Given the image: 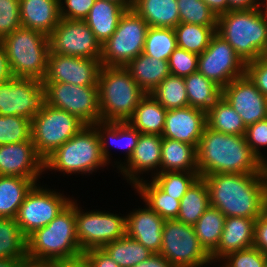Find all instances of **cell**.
<instances>
[{
	"mask_svg": "<svg viewBox=\"0 0 267 267\" xmlns=\"http://www.w3.org/2000/svg\"><path fill=\"white\" fill-rule=\"evenodd\" d=\"M253 246L267 254V215L264 212L255 220Z\"/></svg>",
	"mask_w": 267,
	"mask_h": 267,
	"instance_id": "52",
	"label": "cell"
},
{
	"mask_svg": "<svg viewBox=\"0 0 267 267\" xmlns=\"http://www.w3.org/2000/svg\"><path fill=\"white\" fill-rule=\"evenodd\" d=\"M0 41L12 76L44 79L50 52L47 35L21 26Z\"/></svg>",
	"mask_w": 267,
	"mask_h": 267,
	"instance_id": "7",
	"label": "cell"
},
{
	"mask_svg": "<svg viewBox=\"0 0 267 267\" xmlns=\"http://www.w3.org/2000/svg\"><path fill=\"white\" fill-rule=\"evenodd\" d=\"M245 139L253 153L259 158L260 161L265 163L267 157L263 150L267 147V118L262 119L252 125L247 126L245 132ZM264 152V153H263Z\"/></svg>",
	"mask_w": 267,
	"mask_h": 267,
	"instance_id": "48",
	"label": "cell"
},
{
	"mask_svg": "<svg viewBox=\"0 0 267 267\" xmlns=\"http://www.w3.org/2000/svg\"><path fill=\"white\" fill-rule=\"evenodd\" d=\"M177 47L176 33L173 28H148L143 48V53L147 56L168 61Z\"/></svg>",
	"mask_w": 267,
	"mask_h": 267,
	"instance_id": "41",
	"label": "cell"
},
{
	"mask_svg": "<svg viewBox=\"0 0 267 267\" xmlns=\"http://www.w3.org/2000/svg\"><path fill=\"white\" fill-rule=\"evenodd\" d=\"M196 150L200 177L217 173H264V163L253 153L245 136L224 134L206 126Z\"/></svg>",
	"mask_w": 267,
	"mask_h": 267,
	"instance_id": "2",
	"label": "cell"
},
{
	"mask_svg": "<svg viewBox=\"0 0 267 267\" xmlns=\"http://www.w3.org/2000/svg\"><path fill=\"white\" fill-rule=\"evenodd\" d=\"M76 235L75 199L48 225L27 237V256L60 263L82 258Z\"/></svg>",
	"mask_w": 267,
	"mask_h": 267,
	"instance_id": "3",
	"label": "cell"
},
{
	"mask_svg": "<svg viewBox=\"0 0 267 267\" xmlns=\"http://www.w3.org/2000/svg\"><path fill=\"white\" fill-rule=\"evenodd\" d=\"M230 10H250L261 7L260 0H228Z\"/></svg>",
	"mask_w": 267,
	"mask_h": 267,
	"instance_id": "55",
	"label": "cell"
},
{
	"mask_svg": "<svg viewBox=\"0 0 267 267\" xmlns=\"http://www.w3.org/2000/svg\"><path fill=\"white\" fill-rule=\"evenodd\" d=\"M44 102V85L35 78L12 76L0 83V115L21 116L30 121Z\"/></svg>",
	"mask_w": 267,
	"mask_h": 267,
	"instance_id": "15",
	"label": "cell"
},
{
	"mask_svg": "<svg viewBox=\"0 0 267 267\" xmlns=\"http://www.w3.org/2000/svg\"><path fill=\"white\" fill-rule=\"evenodd\" d=\"M133 267H173L170 262L160 253H153L145 261L134 265Z\"/></svg>",
	"mask_w": 267,
	"mask_h": 267,
	"instance_id": "54",
	"label": "cell"
},
{
	"mask_svg": "<svg viewBox=\"0 0 267 267\" xmlns=\"http://www.w3.org/2000/svg\"><path fill=\"white\" fill-rule=\"evenodd\" d=\"M225 215L209 206L193 225L201 245L211 255L218 247L225 223Z\"/></svg>",
	"mask_w": 267,
	"mask_h": 267,
	"instance_id": "36",
	"label": "cell"
},
{
	"mask_svg": "<svg viewBox=\"0 0 267 267\" xmlns=\"http://www.w3.org/2000/svg\"><path fill=\"white\" fill-rule=\"evenodd\" d=\"M107 165L98 132L86 125L44 160V172L90 176Z\"/></svg>",
	"mask_w": 267,
	"mask_h": 267,
	"instance_id": "5",
	"label": "cell"
},
{
	"mask_svg": "<svg viewBox=\"0 0 267 267\" xmlns=\"http://www.w3.org/2000/svg\"><path fill=\"white\" fill-rule=\"evenodd\" d=\"M21 26L19 0H0V40Z\"/></svg>",
	"mask_w": 267,
	"mask_h": 267,
	"instance_id": "47",
	"label": "cell"
},
{
	"mask_svg": "<svg viewBox=\"0 0 267 267\" xmlns=\"http://www.w3.org/2000/svg\"><path fill=\"white\" fill-rule=\"evenodd\" d=\"M246 64L233 47L217 32L198 56L197 71L221 88L245 75Z\"/></svg>",
	"mask_w": 267,
	"mask_h": 267,
	"instance_id": "14",
	"label": "cell"
},
{
	"mask_svg": "<svg viewBox=\"0 0 267 267\" xmlns=\"http://www.w3.org/2000/svg\"><path fill=\"white\" fill-rule=\"evenodd\" d=\"M112 1L117 4H120L122 7H125L127 10L132 9L134 0H107Z\"/></svg>",
	"mask_w": 267,
	"mask_h": 267,
	"instance_id": "60",
	"label": "cell"
},
{
	"mask_svg": "<svg viewBox=\"0 0 267 267\" xmlns=\"http://www.w3.org/2000/svg\"><path fill=\"white\" fill-rule=\"evenodd\" d=\"M198 54L176 48L168 59L170 74L186 77L197 71Z\"/></svg>",
	"mask_w": 267,
	"mask_h": 267,
	"instance_id": "46",
	"label": "cell"
},
{
	"mask_svg": "<svg viewBox=\"0 0 267 267\" xmlns=\"http://www.w3.org/2000/svg\"><path fill=\"white\" fill-rule=\"evenodd\" d=\"M264 173L267 178V161L264 163Z\"/></svg>",
	"mask_w": 267,
	"mask_h": 267,
	"instance_id": "63",
	"label": "cell"
},
{
	"mask_svg": "<svg viewBox=\"0 0 267 267\" xmlns=\"http://www.w3.org/2000/svg\"><path fill=\"white\" fill-rule=\"evenodd\" d=\"M82 258L90 267H120L103 248L87 250Z\"/></svg>",
	"mask_w": 267,
	"mask_h": 267,
	"instance_id": "51",
	"label": "cell"
},
{
	"mask_svg": "<svg viewBox=\"0 0 267 267\" xmlns=\"http://www.w3.org/2000/svg\"><path fill=\"white\" fill-rule=\"evenodd\" d=\"M150 95L167 110L188 106L185 80L177 75L169 74Z\"/></svg>",
	"mask_w": 267,
	"mask_h": 267,
	"instance_id": "40",
	"label": "cell"
},
{
	"mask_svg": "<svg viewBox=\"0 0 267 267\" xmlns=\"http://www.w3.org/2000/svg\"><path fill=\"white\" fill-rule=\"evenodd\" d=\"M160 254L173 267H207L213 264L211 255L196 236L194 226L177 219L164 221Z\"/></svg>",
	"mask_w": 267,
	"mask_h": 267,
	"instance_id": "10",
	"label": "cell"
},
{
	"mask_svg": "<svg viewBox=\"0 0 267 267\" xmlns=\"http://www.w3.org/2000/svg\"><path fill=\"white\" fill-rule=\"evenodd\" d=\"M93 126L99 134L101 151L108 165L113 163L111 159L113 154H110L109 150L111 147L123 149L126 157L123 159L124 162L130 158L141 134L138 130L133 128L127 121H98Z\"/></svg>",
	"mask_w": 267,
	"mask_h": 267,
	"instance_id": "23",
	"label": "cell"
},
{
	"mask_svg": "<svg viewBox=\"0 0 267 267\" xmlns=\"http://www.w3.org/2000/svg\"><path fill=\"white\" fill-rule=\"evenodd\" d=\"M127 9L112 1L96 0L84 21L102 45L115 32L121 16Z\"/></svg>",
	"mask_w": 267,
	"mask_h": 267,
	"instance_id": "27",
	"label": "cell"
},
{
	"mask_svg": "<svg viewBox=\"0 0 267 267\" xmlns=\"http://www.w3.org/2000/svg\"><path fill=\"white\" fill-rule=\"evenodd\" d=\"M124 67L146 94L152 93L170 74L168 61L150 57L144 53L139 54Z\"/></svg>",
	"mask_w": 267,
	"mask_h": 267,
	"instance_id": "26",
	"label": "cell"
},
{
	"mask_svg": "<svg viewBox=\"0 0 267 267\" xmlns=\"http://www.w3.org/2000/svg\"><path fill=\"white\" fill-rule=\"evenodd\" d=\"M216 32L245 64L267 55L265 8L230 10L218 16Z\"/></svg>",
	"mask_w": 267,
	"mask_h": 267,
	"instance_id": "4",
	"label": "cell"
},
{
	"mask_svg": "<svg viewBox=\"0 0 267 267\" xmlns=\"http://www.w3.org/2000/svg\"><path fill=\"white\" fill-rule=\"evenodd\" d=\"M100 59L73 57L49 52L47 72L42 83H68L97 86Z\"/></svg>",
	"mask_w": 267,
	"mask_h": 267,
	"instance_id": "18",
	"label": "cell"
},
{
	"mask_svg": "<svg viewBox=\"0 0 267 267\" xmlns=\"http://www.w3.org/2000/svg\"><path fill=\"white\" fill-rule=\"evenodd\" d=\"M202 178L207 184L210 205L225 217L256 220L263 212L267 190L265 173H217Z\"/></svg>",
	"mask_w": 267,
	"mask_h": 267,
	"instance_id": "1",
	"label": "cell"
},
{
	"mask_svg": "<svg viewBox=\"0 0 267 267\" xmlns=\"http://www.w3.org/2000/svg\"><path fill=\"white\" fill-rule=\"evenodd\" d=\"M97 85L100 121L126 122L146 95L123 66H101Z\"/></svg>",
	"mask_w": 267,
	"mask_h": 267,
	"instance_id": "6",
	"label": "cell"
},
{
	"mask_svg": "<svg viewBox=\"0 0 267 267\" xmlns=\"http://www.w3.org/2000/svg\"><path fill=\"white\" fill-rule=\"evenodd\" d=\"M19 260L0 259V267H18Z\"/></svg>",
	"mask_w": 267,
	"mask_h": 267,
	"instance_id": "59",
	"label": "cell"
},
{
	"mask_svg": "<svg viewBox=\"0 0 267 267\" xmlns=\"http://www.w3.org/2000/svg\"><path fill=\"white\" fill-rule=\"evenodd\" d=\"M245 74L258 90L267 97V55L247 63Z\"/></svg>",
	"mask_w": 267,
	"mask_h": 267,
	"instance_id": "50",
	"label": "cell"
},
{
	"mask_svg": "<svg viewBox=\"0 0 267 267\" xmlns=\"http://www.w3.org/2000/svg\"><path fill=\"white\" fill-rule=\"evenodd\" d=\"M46 185L36 183L32 187L15 217L26 237L36 229L48 225L73 200L70 195H64L55 188H47Z\"/></svg>",
	"mask_w": 267,
	"mask_h": 267,
	"instance_id": "12",
	"label": "cell"
},
{
	"mask_svg": "<svg viewBox=\"0 0 267 267\" xmlns=\"http://www.w3.org/2000/svg\"><path fill=\"white\" fill-rule=\"evenodd\" d=\"M61 267H90V266L83 258H80L74 261L63 262L61 263Z\"/></svg>",
	"mask_w": 267,
	"mask_h": 267,
	"instance_id": "58",
	"label": "cell"
},
{
	"mask_svg": "<svg viewBox=\"0 0 267 267\" xmlns=\"http://www.w3.org/2000/svg\"><path fill=\"white\" fill-rule=\"evenodd\" d=\"M44 102L51 107L65 110L85 125L100 121L97 86H77L68 83H43Z\"/></svg>",
	"mask_w": 267,
	"mask_h": 267,
	"instance_id": "13",
	"label": "cell"
},
{
	"mask_svg": "<svg viewBox=\"0 0 267 267\" xmlns=\"http://www.w3.org/2000/svg\"><path fill=\"white\" fill-rule=\"evenodd\" d=\"M265 18H266V22H267V8H265Z\"/></svg>",
	"mask_w": 267,
	"mask_h": 267,
	"instance_id": "64",
	"label": "cell"
},
{
	"mask_svg": "<svg viewBox=\"0 0 267 267\" xmlns=\"http://www.w3.org/2000/svg\"><path fill=\"white\" fill-rule=\"evenodd\" d=\"M96 0H60V16L67 20H84Z\"/></svg>",
	"mask_w": 267,
	"mask_h": 267,
	"instance_id": "49",
	"label": "cell"
},
{
	"mask_svg": "<svg viewBox=\"0 0 267 267\" xmlns=\"http://www.w3.org/2000/svg\"><path fill=\"white\" fill-rule=\"evenodd\" d=\"M222 97L239 114L246 127L267 118V97L246 74L222 88Z\"/></svg>",
	"mask_w": 267,
	"mask_h": 267,
	"instance_id": "19",
	"label": "cell"
},
{
	"mask_svg": "<svg viewBox=\"0 0 267 267\" xmlns=\"http://www.w3.org/2000/svg\"><path fill=\"white\" fill-rule=\"evenodd\" d=\"M203 1L216 14L217 17L229 11L228 0H203Z\"/></svg>",
	"mask_w": 267,
	"mask_h": 267,
	"instance_id": "57",
	"label": "cell"
},
{
	"mask_svg": "<svg viewBox=\"0 0 267 267\" xmlns=\"http://www.w3.org/2000/svg\"><path fill=\"white\" fill-rule=\"evenodd\" d=\"M103 249L120 267H133L153 254L143 244L128 235L106 244Z\"/></svg>",
	"mask_w": 267,
	"mask_h": 267,
	"instance_id": "38",
	"label": "cell"
},
{
	"mask_svg": "<svg viewBox=\"0 0 267 267\" xmlns=\"http://www.w3.org/2000/svg\"><path fill=\"white\" fill-rule=\"evenodd\" d=\"M266 265L267 254L262 253L254 246L232 252L218 264L220 267H266Z\"/></svg>",
	"mask_w": 267,
	"mask_h": 267,
	"instance_id": "45",
	"label": "cell"
},
{
	"mask_svg": "<svg viewBox=\"0 0 267 267\" xmlns=\"http://www.w3.org/2000/svg\"><path fill=\"white\" fill-rule=\"evenodd\" d=\"M161 148L162 136L141 133L137 141V146L130 158L125 162L122 160L113 161L114 165L112 164L111 166L114 167L116 165V172L117 170L118 174L121 172V176L133 188L145 179L142 176L143 174L150 175L149 173H151L150 178L152 179L160 173Z\"/></svg>",
	"mask_w": 267,
	"mask_h": 267,
	"instance_id": "17",
	"label": "cell"
},
{
	"mask_svg": "<svg viewBox=\"0 0 267 267\" xmlns=\"http://www.w3.org/2000/svg\"><path fill=\"white\" fill-rule=\"evenodd\" d=\"M149 25L133 9L121 16L112 36L101 45L102 66H125L143 53Z\"/></svg>",
	"mask_w": 267,
	"mask_h": 267,
	"instance_id": "9",
	"label": "cell"
},
{
	"mask_svg": "<svg viewBox=\"0 0 267 267\" xmlns=\"http://www.w3.org/2000/svg\"><path fill=\"white\" fill-rule=\"evenodd\" d=\"M206 126V112L201 109L186 106L167 110L162 138L185 142L197 149Z\"/></svg>",
	"mask_w": 267,
	"mask_h": 267,
	"instance_id": "21",
	"label": "cell"
},
{
	"mask_svg": "<svg viewBox=\"0 0 267 267\" xmlns=\"http://www.w3.org/2000/svg\"><path fill=\"white\" fill-rule=\"evenodd\" d=\"M180 22L217 26L218 17L203 0H177Z\"/></svg>",
	"mask_w": 267,
	"mask_h": 267,
	"instance_id": "43",
	"label": "cell"
},
{
	"mask_svg": "<svg viewBox=\"0 0 267 267\" xmlns=\"http://www.w3.org/2000/svg\"><path fill=\"white\" fill-rule=\"evenodd\" d=\"M188 106L207 112L222 96V88L196 71L186 77Z\"/></svg>",
	"mask_w": 267,
	"mask_h": 267,
	"instance_id": "33",
	"label": "cell"
},
{
	"mask_svg": "<svg viewBox=\"0 0 267 267\" xmlns=\"http://www.w3.org/2000/svg\"><path fill=\"white\" fill-rule=\"evenodd\" d=\"M207 127L228 135L244 136L246 126L239 114L221 96L206 112Z\"/></svg>",
	"mask_w": 267,
	"mask_h": 267,
	"instance_id": "34",
	"label": "cell"
},
{
	"mask_svg": "<svg viewBox=\"0 0 267 267\" xmlns=\"http://www.w3.org/2000/svg\"><path fill=\"white\" fill-rule=\"evenodd\" d=\"M255 219L226 217L217 249L211 254L216 266L228 254L253 246Z\"/></svg>",
	"mask_w": 267,
	"mask_h": 267,
	"instance_id": "24",
	"label": "cell"
},
{
	"mask_svg": "<svg viewBox=\"0 0 267 267\" xmlns=\"http://www.w3.org/2000/svg\"><path fill=\"white\" fill-rule=\"evenodd\" d=\"M36 183H40V180L0 176V218H15L20 205Z\"/></svg>",
	"mask_w": 267,
	"mask_h": 267,
	"instance_id": "31",
	"label": "cell"
},
{
	"mask_svg": "<svg viewBox=\"0 0 267 267\" xmlns=\"http://www.w3.org/2000/svg\"><path fill=\"white\" fill-rule=\"evenodd\" d=\"M12 77L3 44L0 41V83Z\"/></svg>",
	"mask_w": 267,
	"mask_h": 267,
	"instance_id": "56",
	"label": "cell"
},
{
	"mask_svg": "<svg viewBox=\"0 0 267 267\" xmlns=\"http://www.w3.org/2000/svg\"><path fill=\"white\" fill-rule=\"evenodd\" d=\"M177 46L200 55L209 45L217 26H201L180 22L175 28Z\"/></svg>",
	"mask_w": 267,
	"mask_h": 267,
	"instance_id": "39",
	"label": "cell"
},
{
	"mask_svg": "<svg viewBox=\"0 0 267 267\" xmlns=\"http://www.w3.org/2000/svg\"><path fill=\"white\" fill-rule=\"evenodd\" d=\"M22 27L49 36L61 20L60 0H19Z\"/></svg>",
	"mask_w": 267,
	"mask_h": 267,
	"instance_id": "25",
	"label": "cell"
},
{
	"mask_svg": "<svg viewBox=\"0 0 267 267\" xmlns=\"http://www.w3.org/2000/svg\"><path fill=\"white\" fill-rule=\"evenodd\" d=\"M198 172L197 150L188 143L162 138L160 172Z\"/></svg>",
	"mask_w": 267,
	"mask_h": 267,
	"instance_id": "28",
	"label": "cell"
},
{
	"mask_svg": "<svg viewBox=\"0 0 267 267\" xmlns=\"http://www.w3.org/2000/svg\"><path fill=\"white\" fill-rule=\"evenodd\" d=\"M85 126L76 116L43 102L31 120V139L36 152L45 160Z\"/></svg>",
	"mask_w": 267,
	"mask_h": 267,
	"instance_id": "8",
	"label": "cell"
},
{
	"mask_svg": "<svg viewBox=\"0 0 267 267\" xmlns=\"http://www.w3.org/2000/svg\"><path fill=\"white\" fill-rule=\"evenodd\" d=\"M132 9L149 27L174 29L180 23L177 0H134Z\"/></svg>",
	"mask_w": 267,
	"mask_h": 267,
	"instance_id": "29",
	"label": "cell"
},
{
	"mask_svg": "<svg viewBox=\"0 0 267 267\" xmlns=\"http://www.w3.org/2000/svg\"><path fill=\"white\" fill-rule=\"evenodd\" d=\"M200 177L198 172H160L151 180L165 193L181 198L186 194L191 185Z\"/></svg>",
	"mask_w": 267,
	"mask_h": 267,
	"instance_id": "42",
	"label": "cell"
},
{
	"mask_svg": "<svg viewBox=\"0 0 267 267\" xmlns=\"http://www.w3.org/2000/svg\"><path fill=\"white\" fill-rule=\"evenodd\" d=\"M18 267H61V263L57 261L35 259L26 256L19 260Z\"/></svg>",
	"mask_w": 267,
	"mask_h": 267,
	"instance_id": "53",
	"label": "cell"
},
{
	"mask_svg": "<svg viewBox=\"0 0 267 267\" xmlns=\"http://www.w3.org/2000/svg\"><path fill=\"white\" fill-rule=\"evenodd\" d=\"M263 212L267 215V190H266L265 195H264V208H263Z\"/></svg>",
	"mask_w": 267,
	"mask_h": 267,
	"instance_id": "61",
	"label": "cell"
},
{
	"mask_svg": "<svg viewBox=\"0 0 267 267\" xmlns=\"http://www.w3.org/2000/svg\"><path fill=\"white\" fill-rule=\"evenodd\" d=\"M49 51L73 57L100 59L101 44L84 20L61 18L48 36Z\"/></svg>",
	"mask_w": 267,
	"mask_h": 267,
	"instance_id": "16",
	"label": "cell"
},
{
	"mask_svg": "<svg viewBox=\"0 0 267 267\" xmlns=\"http://www.w3.org/2000/svg\"><path fill=\"white\" fill-rule=\"evenodd\" d=\"M84 210L75 199L76 235L83 252L103 248L126 235V214L100 209Z\"/></svg>",
	"mask_w": 267,
	"mask_h": 267,
	"instance_id": "11",
	"label": "cell"
},
{
	"mask_svg": "<svg viewBox=\"0 0 267 267\" xmlns=\"http://www.w3.org/2000/svg\"><path fill=\"white\" fill-rule=\"evenodd\" d=\"M166 112L167 109L154 97L146 94L127 122L140 133L162 136Z\"/></svg>",
	"mask_w": 267,
	"mask_h": 267,
	"instance_id": "30",
	"label": "cell"
},
{
	"mask_svg": "<svg viewBox=\"0 0 267 267\" xmlns=\"http://www.w3.org/2000/svg\"><path fill=\"white\" fill-rule=\"evenodd\" d=\"M31 138V121L21 116L0 115V145L20 143Z\"/></svg>",
	"mask_w": 267,
	"mask_h": 267,
	"instance_id": "44",
	"label": "cell"
},
{
	"mask_svg": "<svg viewBox=\"0 0 267 267\" xmlns=\"http://www.w3.org/2000/svg\"><path fill=\"white\" fill-rule=\"evenodd\" d=\"M27 256V237L15 218H0V259L20 260Z\"/></svg>",
	"mask_w": 267,
	"mask_h": 267,
	"instance_id": "37",
	"label": "cell"
},
{
	"mask_svg": "<svg viewBox=\"0 0 267 267\" xmlns=\"http://www.w3.org/2000/svg\"><path fill=\"white\" fill-rule=\"evenodd\" d=\"M209 206L207 184L202 177H199L181 198L177 220L194 225Z\"/></svg>",
	"mask_w": 267,
	"mask_h": 267,
	"instance_id": "35",
	"label": "cell"
},
{
	"mask_svg": "<svg viewBox=\"0 0 267 267\" xmlns=\"http://www.w3.org/2000/svg\"><path fill=\"white\" fill-rule=\"evenodd\" d=\"M140 181L134 190L140 199L164 220L177 219L180 210V200L162 191L151 179Z\"/></svg>",
	"mask_w": 267,
	"mask_h": 267,
	"instance_id": "32",
	"label": "cell"
},
{
	"mask_svg": "<svg viewBox=\"0 0 267 267\" xmlns=\"http://www.w3.org/2000/svg\"><path fill=\"white\" fill-rule=\"evenodd\" d=\"M44 172V160L36 152L32 139L0 145V176H18L39 180Z\"/></svg>",
	"mask_w": 267,
	"mask_h": 267,
	"instance_id": "20",
	"label": "cell"
},
{
	"mask_svg": "<svg viewBox=\"0 0 267 267\" xmlns=\"http://www.w3.org/2000/svg\"><path fill=\"white\" fill-rule=\"evenodd\" d=\"M260 2L263 8H267V0H260Z\"/></svg>",
	"mask_w": 267,
	"mask_h": 267,
	"instance_id": "62",
	"label": "cell"
},
{
	"mask_svg": "<svg viewBox=\"0 0 267 267\" xmlns=\"http://www.w3.org/2000/svg\"><path fill=\"white\" fill-rule=\"evenodd\" d=\"M145 206L126 215V235L143 244L153 253H160L164 219Z\"/></svg>",
	"mask_w": 267,
	"mask_h": 267,
	"instance_id": "22",
	"label": "cell"
}]
</instances>
